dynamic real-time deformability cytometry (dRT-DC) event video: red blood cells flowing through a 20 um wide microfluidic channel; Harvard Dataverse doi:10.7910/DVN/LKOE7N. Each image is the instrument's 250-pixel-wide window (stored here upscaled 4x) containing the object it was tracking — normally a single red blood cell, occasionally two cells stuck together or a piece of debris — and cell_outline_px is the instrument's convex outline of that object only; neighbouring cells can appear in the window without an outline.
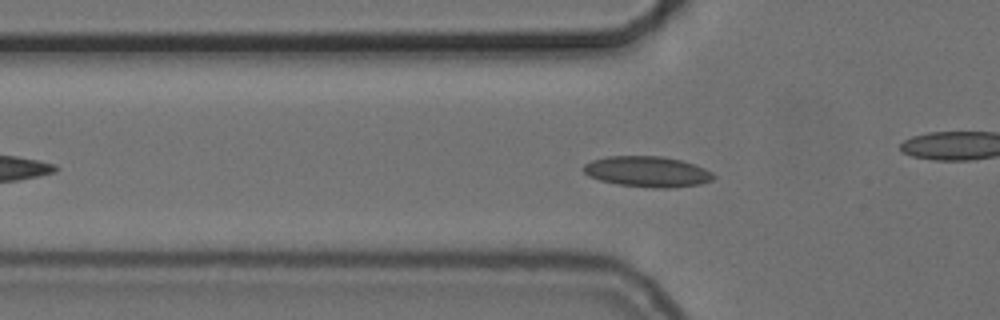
{"species": "common noctule bat (a hibernating species)", "species_latin": "Nyctalus noctula", "temperature_condition": "cold", "stored_images_in_passage": 40, "camera_frame_rate_fps": 3000, "um_per_image_px": 0.085, "animal": {"sex": "female", "body_mass_g": 24.6, "forearm_length_mm": 56.2}, "frame": {"image": 1, "passage_image": 11, "time_ms": 3.333, "image_size_px": [1000, 320], "cell_outline_px": [[716, 176], [712, 180], [700, 184], [672, 188], [656, 188], [616, 184], [600, 180], [588, 176], [580, 168], [584, 164], [592, 160], [608, 156], [664, 156], [696, 164], [712, 172]], "centroid_in_image_um": [55.02, 14.59], "position_along_channel_um": 70.8, "area_um2": 23.47}}
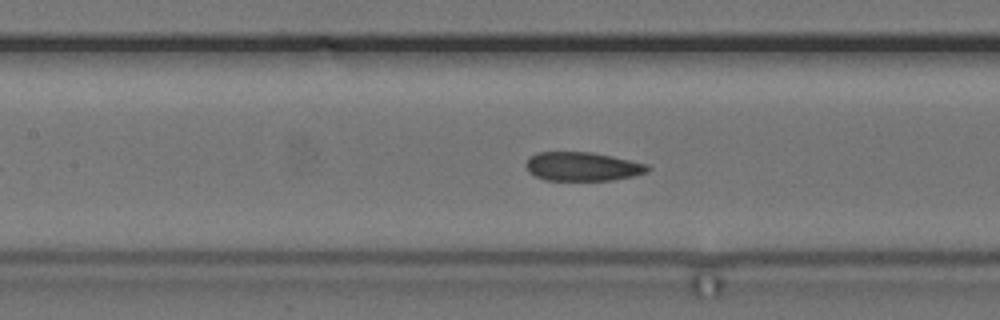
{"frame": {"image": 2, "passage_image": 18, "time_ms": 5.667, "image_size_px": [1000, 320], "cell_outline_px": [[652, 168], [648, 172], [632, 176], [612, 180], [544, 180], [528, 172], [524, 164], [528, 156], [536, 152], [592, 152], [612, 156], [648, 164]], "centroid_in_image_um": [49.48, 14.15], "position_along_channel_um": 157.9, "area_um2": 20.69}}
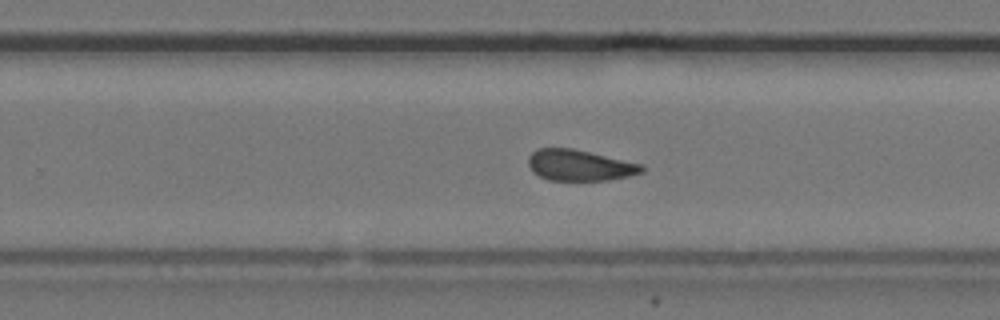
{"frame": {"image": 3, "passage_image": 28, "time_ms": 9.0, "image_size_px": [1000, 320], "cell_outline_px": [[644, 172], [628, 176], [608, 180], [548, 180], [532, 172], [528, 164], [528, 156], [536, 148], [572, 148], [644, 164]], "centroid_in_image_um": [49.27, 14.04], "position_along_channel_um": 280.5, "area_um2": 20.63}, "authors_computed_cell_mechanics": {"area_um2": 21.2126, "velocity_mm_per_s": 3.6954, "shape_relaxation_time_tau1_ms": null, "shape_relaxation_time_tau2_ms": 2.6282, "deformation_change_tau1": null, "deformation_change_tau2": 0.0765}}